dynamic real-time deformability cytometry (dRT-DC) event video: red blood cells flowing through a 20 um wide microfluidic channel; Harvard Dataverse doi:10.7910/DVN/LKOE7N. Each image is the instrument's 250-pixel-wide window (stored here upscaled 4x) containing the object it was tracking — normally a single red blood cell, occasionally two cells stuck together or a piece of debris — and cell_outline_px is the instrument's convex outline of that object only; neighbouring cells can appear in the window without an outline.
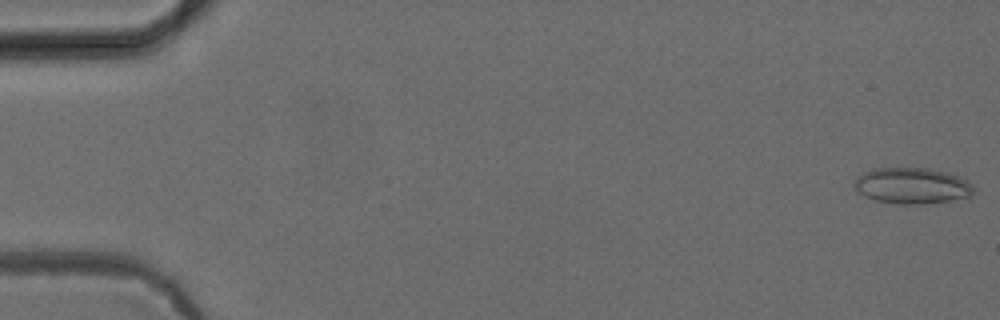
{"species": "common noctule bat (a hibernating species)", "species_latin": "Nyctalus noctula", "temperature_condition": "cold", "stored_images_in_passage": 49, "camera_frame_rate_fps": 3000, "um_per_image_px": 0.085, "animal": {"sex": "female", "body_mass_g": 24.6, "forearm_length_mm": 56.2}, "frame": {"image": 1, "passage_image": 1, "time_ms": 0.0, "image_size_px": [1000, 320], "cell_outline_px": [[972, 192], [968, 196], [948, 200], [924, 204], [896, 204], [876, 200], [864, 196], [856, 188], [856, 180], [864, 172], [872, 168], [928, 168], [960, 176], [968, 180], [972, 184]], "centroid_in_image_um": [77.52, 15.78], "position_along_channel_um": 7.5, "area_um2": 24.68}}
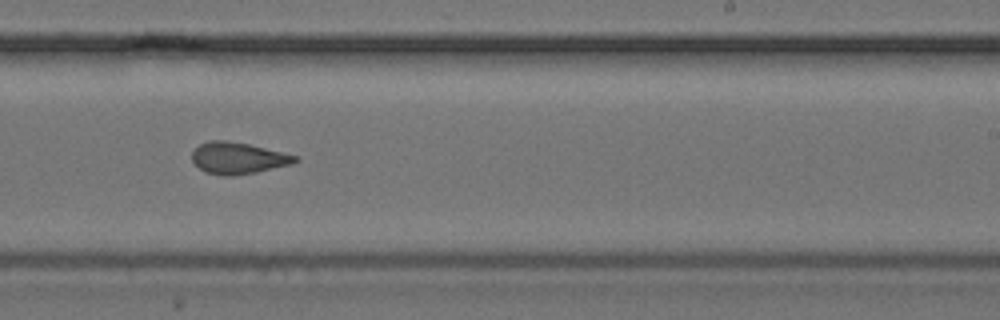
{"frame": {"image": 2, "passage_image": 32, "time_ms": 10.333, "image_size_px": [1000, 320], "cell_outline_px": [[300, 160], [292, 164], [256, 172], [232, 176], [224, 176], [204, 172], [192, 160], [192, 152], [200, 144], [208, 140], [224, 140], [248, 144], [300, 156]], "centroid_in_image_um": [20.25, 13.44], "position_along_channel_um": 268.7, "area_um2": 19.02}}
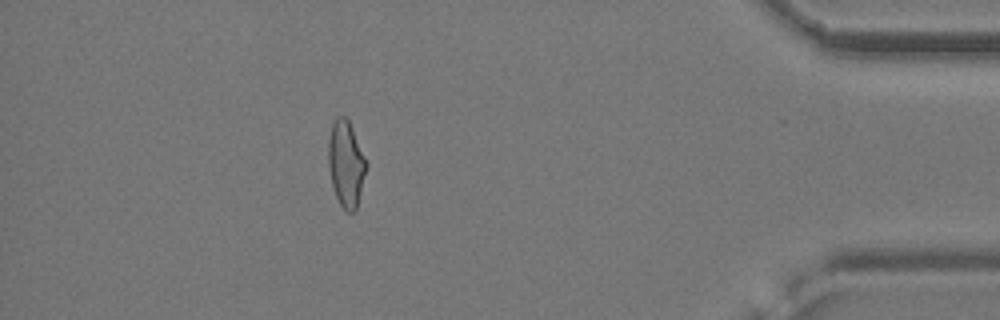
{"frame": {"image": 3, "passage_image": 46, "time_ms": 15.0, "image_size_px": [1000, 320], "cell_outline_px": [[368, 164], [356, 208], [352, 212], [348, 212], [340, 204], [336, 196], [332, 184], [328, 164], [328, 140], [332, 124], [336, 116], [344, 116], [348, 120], [352, 128]], "centroid_in_image_um": [29.4, 13.9], "position_along_channel_um": 405.8, "area_um2": 18.79}}